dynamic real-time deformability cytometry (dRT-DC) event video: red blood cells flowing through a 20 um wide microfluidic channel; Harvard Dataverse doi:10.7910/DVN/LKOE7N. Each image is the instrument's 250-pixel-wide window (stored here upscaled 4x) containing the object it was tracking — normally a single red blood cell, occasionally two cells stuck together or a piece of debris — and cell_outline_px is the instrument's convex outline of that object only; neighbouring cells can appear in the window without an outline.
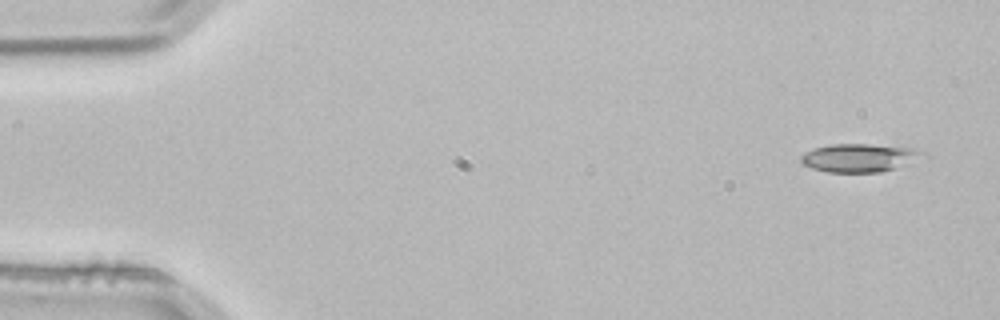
{"species": "common noctule bat (a hibernating species)", "species_latin": "Nyctalus noctula", "temperature_condition": "room temperature", "stored_images_in_passage": 3, "camera_frame_rate_fps": 3000, "um_per_image_px": 0.085, "animal": {"sex": "male", "body_mass_g": 21.5, "forearm_length_mm": 52.0}, "frame": {"image": 1, "passage_image": 1, "time_ms": 0.0, "image_size_px": [1000, 320], "cell_outline_px": [[924, 152], [892, 168], [880, 172], [828, 172], [812, 168], [804, 164], [800, 160], [800, 156], [804, 152], [812, 148], [828, 144], [868, 144], [920, 148]], "centroid_in_image_um": [72.88, 13.38], "position_along_channel_um": 12.1, "area_um2": 19.48}}
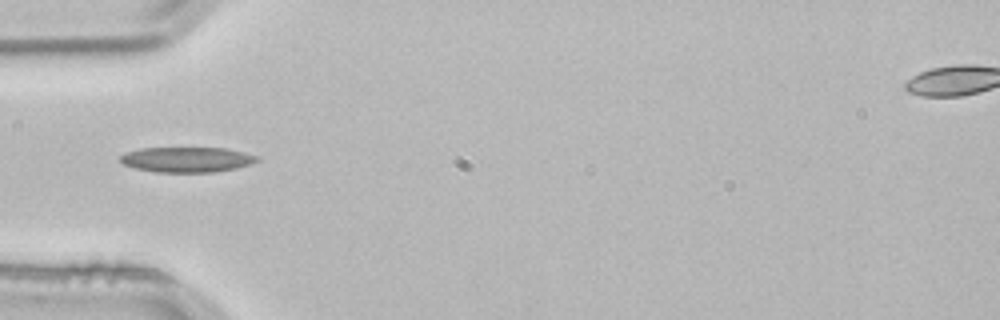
{"frame": {"image": 2, "passage_image": 3, "time_ms": 0.667, "image_size_px": [1000, 320], "cell_outline_px": [[260, 160], [236, 168], [212, 172], [156, 172], [136, 168], [124, 164], [120, 160], [120, 156], [124, 152], [140, 148], [224, 148], [244, 152], [260, 156]], "centroid_in_image_um": [15.88, 13.55], "position_along_channel_um": 69.1, "area_um2": 20.06}}